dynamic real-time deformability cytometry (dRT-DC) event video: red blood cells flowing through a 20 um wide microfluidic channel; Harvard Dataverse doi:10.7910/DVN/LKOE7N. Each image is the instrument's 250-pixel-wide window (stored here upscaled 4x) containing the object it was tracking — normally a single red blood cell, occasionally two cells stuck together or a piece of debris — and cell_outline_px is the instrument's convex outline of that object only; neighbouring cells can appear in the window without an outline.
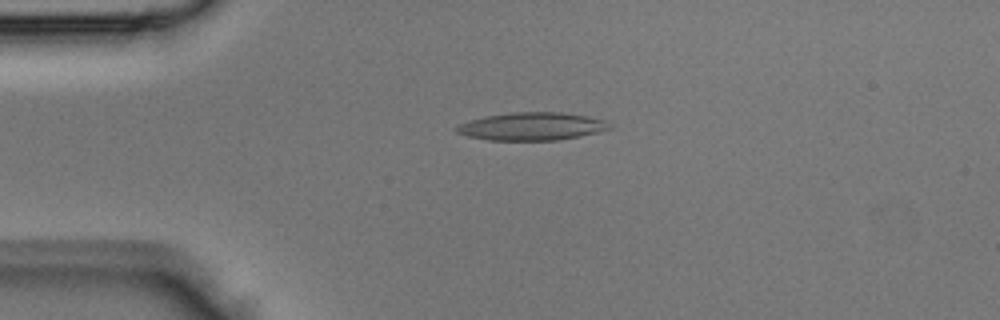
{"species": "Egyptian fruit bat (a non-hibernating species)", "species_latin": "Rousettus aegyptiacus", "temperature_condition": "room temperature", "stored_images_in_passage": 43, "camera_frame_rate_fps": 3000, "um_per_image_px": 0.085, "animal": {"sex": "male"}, "frame": {"image": 1, "passage_image": 10, "time_ms": 3.0, "image_size_px": [1000, 320], "cell_outline_px": [[612, 128], [580, 136], [560, 140], [488, 140], [468, 136], [456, 132], [452, 128], [468, 120], [484, 116], [508, 112], [560, 112], [588, 116], [608, 120]], "centroid_in_image_um": [45.19, 10.73], "position_along_channel_um": 39.8, "area_um2": 25.09}}
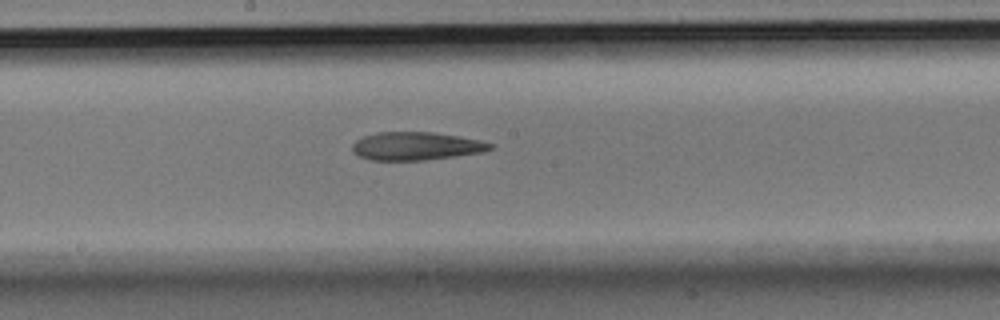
{"frame": {"image": 2, "passage_image": 23, "time_ms": 7.333, "image_size_px": [1000, 320], "cell_outline_px": [[496, 144], [492, 148], [484, 152], [456, 156], [424, 160], [368, 160], [356, 156], [352, 152], [352, 144], [356, 140], [364, 136], [376, 132], [432, 132], [460, 136], [480, 140]], "centroid_in_image_um": [35.36, 12.42], "position_along_channel_um": 212.8, "area_um2": 22.89}}
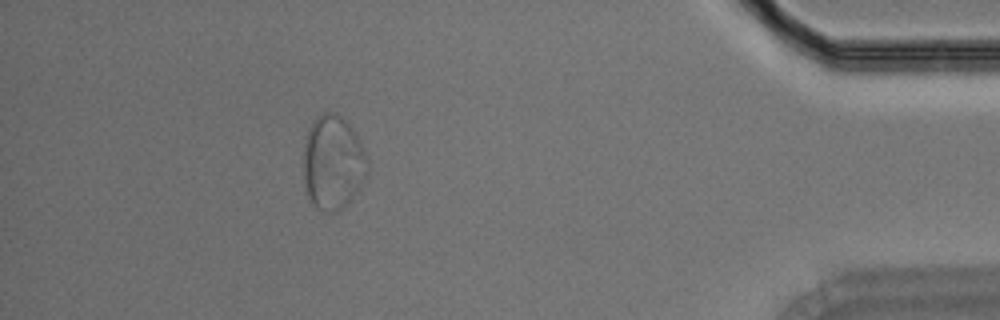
{"frame": {"image": 3, "passage_image": 39, "time_ms": 12.667, "image_size_px": [1000, 320], "cell_outline_px": [[368, 176], [360, 188], [340, 212], [324, 212], [316, 208], [308, 200], [304, 184], [304, 144], [308, 128], [316, 116], [324, 112], [336, 112], [352, 128], [360, 140], [368, 156]], "centroid_in_image_um": [28.31, 13.84], "position_along_channel_um": 406.9, "area_um2": 35.95}}